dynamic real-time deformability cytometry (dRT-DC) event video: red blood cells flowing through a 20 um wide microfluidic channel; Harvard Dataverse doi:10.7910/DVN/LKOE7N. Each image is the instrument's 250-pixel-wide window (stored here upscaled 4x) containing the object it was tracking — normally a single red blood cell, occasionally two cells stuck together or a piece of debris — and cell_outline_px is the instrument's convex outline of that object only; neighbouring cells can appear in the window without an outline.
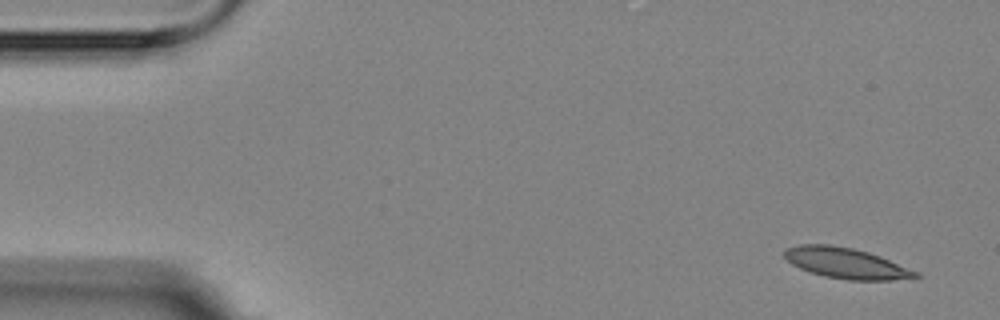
{"species": "Egyptian fruit bat (a non-hibernating species)", "species_latin": "Rousettus aegyptiacus", "temperature_condition": "room temperature", "stored_images_in_passage": 4, "segment_of_instrument_passage": [1, 2], "camera_frame_rate_fps": 3000, "um_per_image_px": 0.085, "animal": {"sex": "female"}, "frame": {"image": 1, "passage_image": 1, "time_ms": 0.0, "image_size_px": [1000, 320], "cell_outline_px": [[920, 276], [892, 280], [848, 280], [824, 276], [800, 268], [792, 264], [784, 256], [784, 252], [788, 248], [800, 244], [832, 244], [852, 248], [868, 252], [880, 256], [920, 272]], "centroid_in_image_um": [71.93, 22.36], "position_along_channel_um": 13.1, "area_um2": 23.29}}